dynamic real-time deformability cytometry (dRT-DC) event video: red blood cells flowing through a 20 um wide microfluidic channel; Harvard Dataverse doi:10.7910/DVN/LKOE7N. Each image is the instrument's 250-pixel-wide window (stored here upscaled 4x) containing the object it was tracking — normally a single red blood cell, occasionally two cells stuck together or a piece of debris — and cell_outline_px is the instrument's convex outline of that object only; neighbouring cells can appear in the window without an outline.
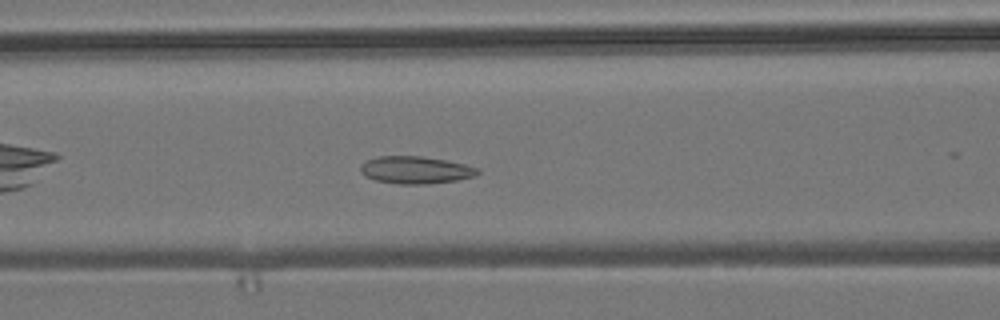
{"species": "common noctule bat (a hibernating species)", "species_latin": "Nyctalus noctula", "temperature_condition": "room temperature", "stored_images_in_passage": 36, "camera_frame_rate_fps": 3000, "um_per_image_px": 0.085, "animal": {"sex": "male", "body_mass_g": 19.2, "forearm_length_mm": 51.8}, "frame": {"image": 1, "passage_image": 11, "time_ms": 3.333, "image_size_px": [1000, 320], "cell_outline_px": [[480, 172], [476, 176], [456, 180], [428, 184], [396, 184], [376, 180], [364, 176], [360, 168], [360, 164], [368, 160], [380, 156], [420, 156], [444, 160], [464, 164], [480, 168]], "centroid_in_image_um": [35.34, 14.45], "position_along_channel_um": 131.3, "area_um2": 18.67}}
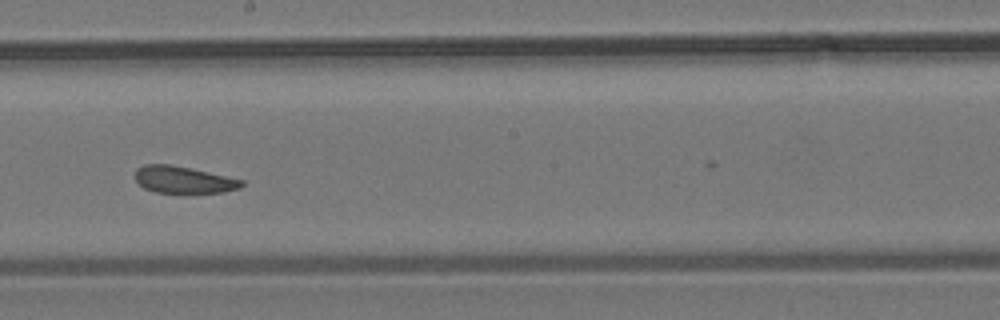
{"frame": {"image": 2, "passage_image": 19, "time_ms": 6.0, "image_size_px": [1000, 320], "cell_outline_px": [[244, 184], [240, 188], [224, 192], [156, 192], [144, 188], [136, 180], [136, 168], [144, 164], [168, 164], [208, 172], [244, 180]], "centroid_in_image_um": [15.6, 15.27], "position_along_channel_um": 232.6, "area_um2": 16.42}}
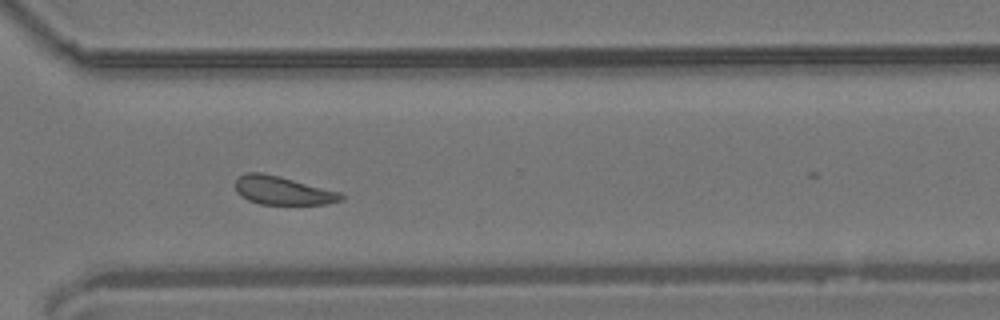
{"frame": {"image": 3, "passage_image": 28, "time_ms": 9.0, "image_size_px": [1000, 320], "cell_outline_px": [[344, 200], [324, 204], [260, 204], [248, 200], [240, 196], [236, 192], [236, 176], [248, 172], [260, 172], [280, 176], [340, 192], [344, 196]], "centroid_in_image_um": [24.0, 16.19], "position_along_channel_um": 346.6, "area_um2": 17.57}, "authors_computed_cell_mechanics": {"area_um2": 18.1781, "velocity_mm_per_s": 3.8056, "shape_relaxation_time_tau1_ms": null, "shape_relaxation_time_tau2_ms": 4.2195, "deformation_change_tau1": null, "deformation_change_tau2": 0.1185}}